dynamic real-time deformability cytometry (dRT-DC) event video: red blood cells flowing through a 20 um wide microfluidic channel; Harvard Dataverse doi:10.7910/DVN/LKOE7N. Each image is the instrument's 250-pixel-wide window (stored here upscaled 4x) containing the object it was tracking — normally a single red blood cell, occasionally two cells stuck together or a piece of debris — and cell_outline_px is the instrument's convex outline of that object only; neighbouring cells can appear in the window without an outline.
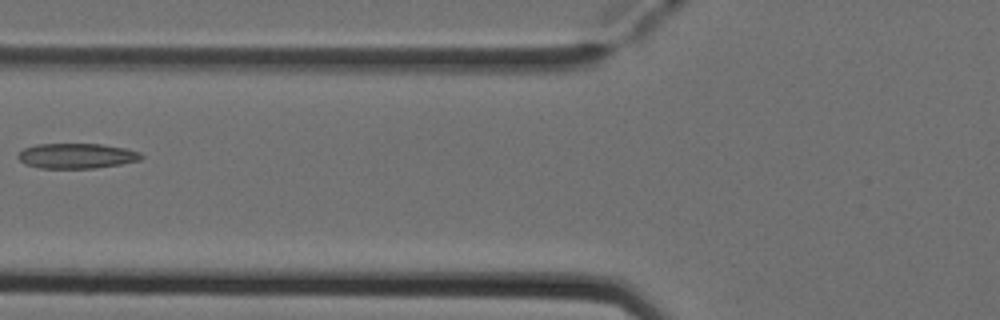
{"species": "Egyptian fruit bat (a non-hibernating species)", "species_latin": "Rousettus aegyptiacus", "temperature_condition": "cold", "stored_images_in_passage": 7, "camera_frame_rate_fps": 3000, "um_per_image_px": 0.085, "animal": {"sex": "female"}, "frame": {"image": 1, "passage_image": 6, "time_ms": 1.667, "image_size_px": [1000, 320], "cell_outline_px": [[144, 156], [140, 160], [120, 164], [96, 168], [40, 168], [24, 164], [16, 156], [24, 148], [36, 144], [100, 144], [124, 148], [140, 152]], "centroid_in_image_um": [6.5, 13.25], "position_along_channel_um": 119.3, "area_um2": 18.03}}
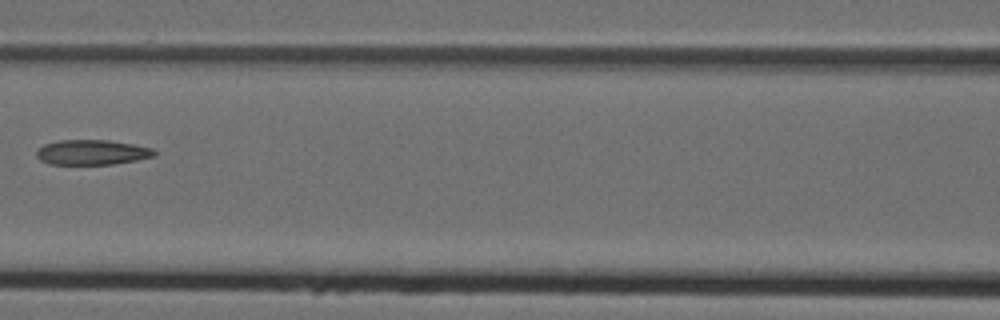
{"frame": {"image": 2, "passage_image": 7, "time_ms": 2.0, "image_size_px": [1000, 320], "cell_outline_px": [[156, 156], [136, 160], [112, 164], [48, 164], [40, 160], [36, 156], [36, 152], [44, 144], [60, 140], [108, 140], [132, 144], [152, 148], [156, 152]], "centroid_in_image_um": [7.81, 12.95], "position_along_channel_um": 158.8, "area_um2": 17.11}}